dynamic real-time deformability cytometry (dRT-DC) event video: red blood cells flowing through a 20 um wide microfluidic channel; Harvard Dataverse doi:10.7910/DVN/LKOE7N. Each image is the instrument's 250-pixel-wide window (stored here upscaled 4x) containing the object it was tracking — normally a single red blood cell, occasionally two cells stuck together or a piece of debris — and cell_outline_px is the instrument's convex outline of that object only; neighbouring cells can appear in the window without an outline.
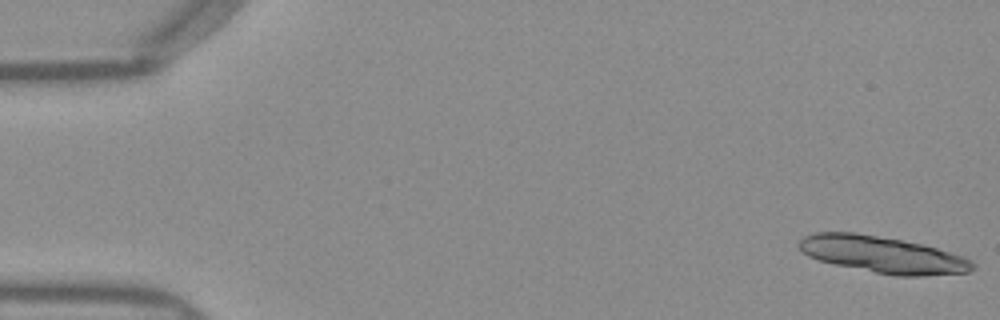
{"species": "Egyptian fruit bat (a non-hibernating species)", "species_latin": "Rousettus aegyptiacus", "temperature_condition": "warm", "stored_images_in_passage": 14, "camera_frame_rate_fps": 3000, "um_per_image_px": 0.085, "frame": {"image": 1, "passage_image": 1, "time_ms": 0.0, "image_size_px": [1000, 320], "cell_outline_px": [[976, 268], [968, 272], [924, 276], [896, 276], [836, 264], [820, 260], [808, 256], [796, 244], [804, 236], [816, 232], [856, 232], [924, 244], [964, 256], [972, 260], [976, 264]], "centroid_in_image_um": [75.08, 21.63], "position_along_channel_um": 9.9, "area_um2": 37.05}}